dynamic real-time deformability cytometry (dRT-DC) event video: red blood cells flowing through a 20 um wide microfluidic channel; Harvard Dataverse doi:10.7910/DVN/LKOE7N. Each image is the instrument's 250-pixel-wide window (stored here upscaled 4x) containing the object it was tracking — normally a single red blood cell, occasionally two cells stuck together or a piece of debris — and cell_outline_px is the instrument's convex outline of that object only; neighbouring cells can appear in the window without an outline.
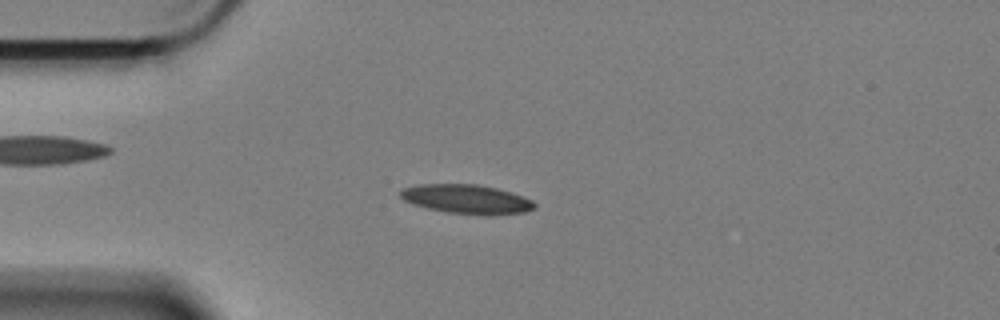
{"species": "Egyptian fruit bat (a non-hibernating species)", "species_latin": "Rousettus aegyptiacus", "temperature_condition": "cold", "stored_images_in_passage": 58, "camera_frame_rate_fps": 3000, "um_per_image_px": 0.085, "animal": {"sex": "female"}, "frame": {"image": 1, "passage_image": 14, "time_ms": 4.333, "image_size_px": [1000, 320], "cell_outline_px": [[536, 208], [524, 212], [492, 216], [484, 216], [448, 212], [428, 208], [412, 204], [404, 200], [400, 196], [400, 188], [420, 184], [476, 184], [496, 188], [512, 192], [524, 196], [532, 200], [536, 204]], "centroid_in_image_um": [39.69, 16.93], "position_along_channel_um": 45.3, "area_um2": 23.12}}
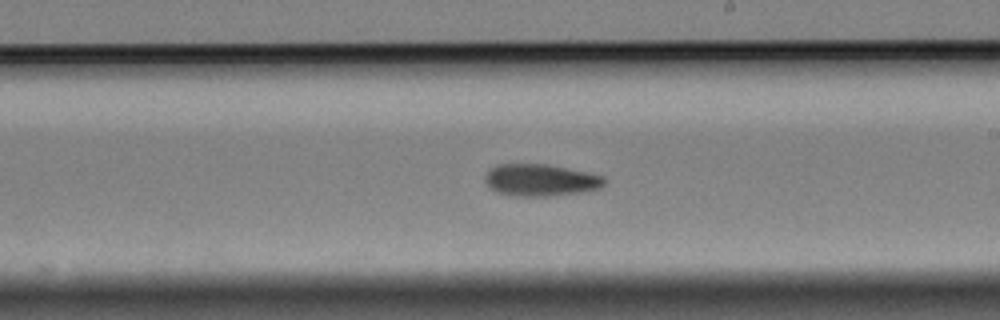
{"frame": {"image": 2, "passage_image": 33, "time_ms": 10.667, "image_size_px": [1000, 320], "cell_outline_px": [[608, 180], [600, 188], [584, 192], [548, 196], [516, 196], [496, 192], [488, 188], [484, 180], [484, 176], [496, 164], [548, 164], [588, 172], [604, 176]], "centroid_in_image_um": [45.96, 15.31], "position_along_channel_um": 243.0, "area_um2": 22.54}}
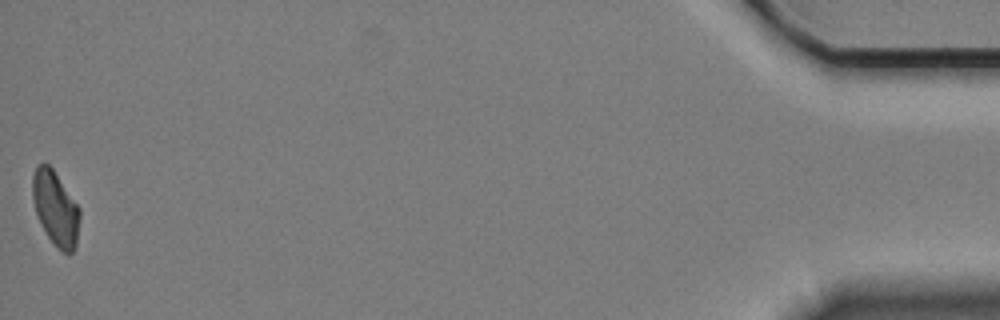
{"frame": {"image": 3, "passage_image": 58, "time_ms": 19.0, "image_size_px": [1000, 320], "cell_outline_px": [[80, 216], [76, 248], [68, 256], [48, 236], [36, 212], [32, 196], [32, 176], [36, 164], [44, 160], [52, 168], [80, 208]], "centroid_in_image_um": [4.72, 17.65], "position_along_channel_um": 430.5, "area_um2": 20.35}}